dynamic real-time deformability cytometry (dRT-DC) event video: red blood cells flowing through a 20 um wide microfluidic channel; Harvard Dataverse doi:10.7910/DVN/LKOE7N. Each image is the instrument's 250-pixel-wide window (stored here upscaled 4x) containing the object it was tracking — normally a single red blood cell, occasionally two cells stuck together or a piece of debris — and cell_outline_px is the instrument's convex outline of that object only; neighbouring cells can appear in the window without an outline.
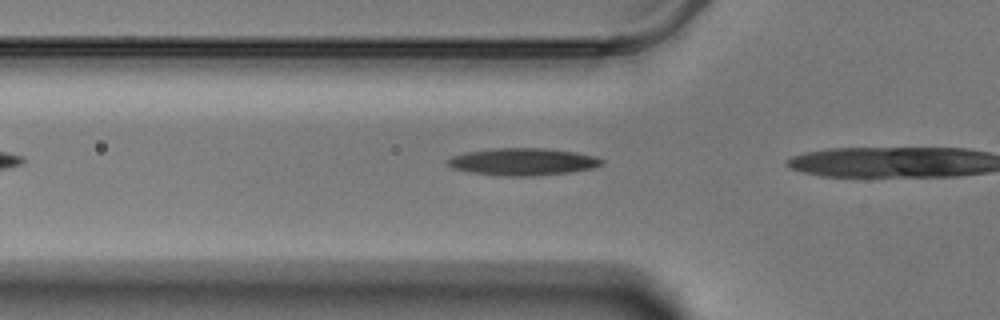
{"species": "Egyptian fruit bat (a non-hibernating species)", "species_latin": "Rousettus aegyptiacus", "temperature_condition": "warm", "stored_images_in_passage": 4, "camera_frame_rate_fps": 3000, "um_per_image_px": 0.085, "animal": {"sex": "male"}, "frame": {"image": 1, "passage_image": 3, "time_ms": 0.667, "image_size_px": [1000, 320], "cell_outline_px": [[604, 164], [592, 168], [572, 172], [536, 176], [496, 176], [468, 172], [452, 168], [448, 164], [448, 160], [452, 156], [468, 152], [496, 148], [544, 148], [572, 152], [596, 156], [604, 160]], "centroid_in_image_um": [44.46, 13.76], "position_along_channel_um": 81.3, "area_um2": 24.51}}